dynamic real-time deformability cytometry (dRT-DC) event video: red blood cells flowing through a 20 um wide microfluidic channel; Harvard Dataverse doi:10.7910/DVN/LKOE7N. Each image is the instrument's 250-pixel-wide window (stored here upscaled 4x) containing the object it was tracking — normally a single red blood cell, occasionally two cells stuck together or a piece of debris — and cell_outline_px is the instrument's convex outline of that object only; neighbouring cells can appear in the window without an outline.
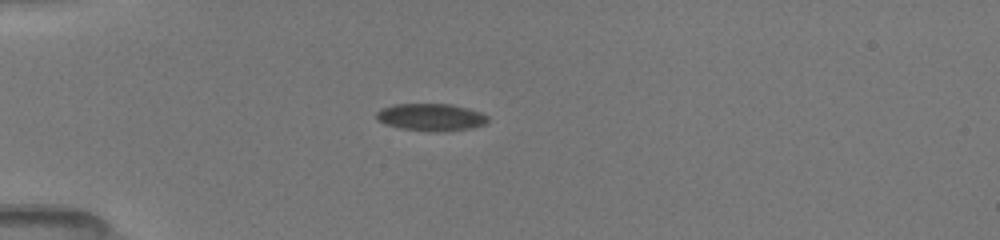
{"species": "common noctule bat (a hibernating species)", "species_latin": "Nyctalus noctula", "temperature_condition": "room temperature", "stored_images_in_passage": 48, "camera_frame_rate_fps": 3000, "um_per_image_px": 0.085, "animal": {"sex": "female", "body_mass_g": 19.5, "forearm_length_mm": 54.1}, "frame": {"image": 1, "passage_image": 11, "time_ms": 3.333, "image_size_px": [1000, 240], "cell_outline_px": [[488, 120], [484, 124], [472, 128], [436, 132], [400, 128], [384, 124], [376, 116], [376, 112], [392, 104], [452, 104], [468, 108], [480, 112], [488, 116]], "centroid_in_image_um": [36.65, 9.96], "position_along_channel_um": 48.4, "area_um2": 17.63}}
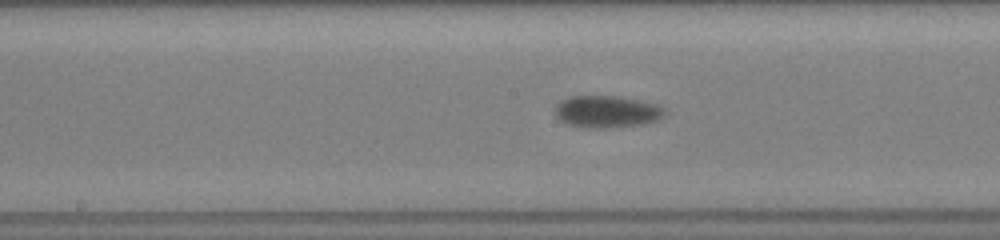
{"frame": {"image": 2, "passage_image": 24, "time_ms": 7.667, "image_size_px": [1000, 240], "cell_outline_px": [[668, 112], [660, 120], [644, 124], [604, 128], [584, 128], [568, 124], [560, 120], [556, 116], [556, 104], [560, 100], [568, 96], [616, 96], [656, 104], [664, 108]], "centroid_in_image_um": [51.59, 9.5], "position_along_channel_um": 196.6, "area_um2": 20.63}}
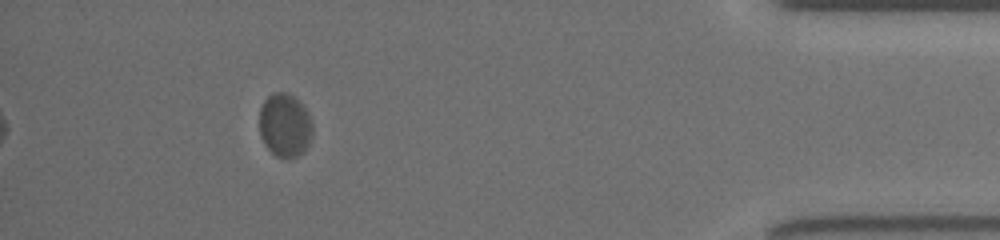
{"frame": {"image": 3, "passage_image": 44, "time_ms": 14.333, "image_size_px": [1000, 240], "cell_outline_px": [[312, 136], [304, 152], [288, 160], [276, 156], [264, 144], [260, 136], [260, 108], [264, 100], [272, 92], [284, 92], [292, 96], [308, 112], [312, 124]], "centroid_in_image_um": [24.2, 10.67], "position_along_channel_um": 411.0, "area_um2": 19.71}, "authors_computed_cell_mechanics": {"area_um2": 19.3052, "velocity_mm_per_s": 3.9543, "shape_relaxation_time_tau1_ms": 1.4555, "shape_relaxation_time_tau2_ms": null, "deformation_change_tau1": 0.0698, "deformation_change_tau2": null}}